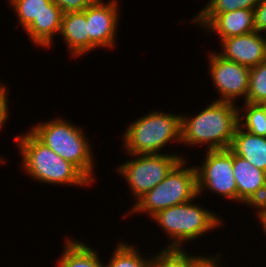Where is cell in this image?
I'll list each match as a JSON object with an SVG mask.
<instances>
[{
  "mask_svg": "<svg viewBox=\"0 0 266 267\" xmlns=\"http://www.w3.org/2000/svg\"><path fill=\"white\" fill-rule=\"evenodd\" d=\"M238 116L235 104L217 100L191 119L181 116V143L207 144V150L229 149L239 125Z\"/></svg>",
  "mask_w": 266,
  "mask_h": 267,
  "instance_id": "6da1fadb",
  "label": "cell"
},
{
  "mask_svg": "<svg viewBox=\"0 0 266 267\" xmlns=\"http://www.w3.org/2000/svg\"><path fill=\"white\" fill-rule=\"evenodd\" d=\"M22 166L30 177L56 185H90L92 182L72 163L58 156L31 131L17 136Z\"/></svg>",
  "mask_w": 266,
  "mask_h": 267,
  "instance_id": "7a4b0ae2",
  "label": "cell"
},
{
  "mask_svg": "<svg viewBox=\"0 0 266 267\" xmlns=\"http://www.w3.org/2000/svg\"><path fill=\"white\" fill-rule=\"evenodd\" d=\"M30 131L58 156L74 164L91 182L93 154L84 131L63 119L35 125Z\"/></svg>",
  "mask_w": 266,
  "mask_h": 267,
  "instance_id": "3957f363",
  "label": "cell"
},
{
  "mask_svg": "<svg viewBox=\"0 0 266 267\" xmlns=\"http://www.w3.org/2000/svg\"><path fill=\"white\" fill-rule=\"evenodd\" d=\"M181 116L151 112L130 124L124 134V149L133 157L137 154H159L173 141L181 142Z\"/></svg>",
  "mask_w": 266,
  "mask_h": 267,
  "instance_id": "277c9868",
  "label": "cell"
},
{
  "mask_svg": "<svg viewBox=\"0 0 266 267\" xmlns=\"http://www.w3.org/2000/svg\"><path fill=\"white\" fill-rule=\"evenodd\" d=\"M185 163L182 158L161 183L137 200L131 211L141 214L144 211L152 217L161 210L196 198L197 170L194 166L184 168Z\"/></svg>",
  "mask_w": 266,
  "mask_h": 267,
  "instance_id": "5b68a950",
  "label": "cell"
},
{
  "mask_svg": "<svg viewBox=\"0 0 266 267\" xmlns=\"http://www.w3.org/2000/svg\"><path fill=\"white\" fill-rule=\"evenodd\" d=\"M191 202L193 200L171 206L151 217L172 239L165 249H182V242L199 238L213 228L220 227L221 218Z\"/></svg>",
  "mask_w": 266,
  "mask_h": 267,
  "instance_id": "8992f818",
  "label": "cell"
},
{
  "mask_svg": "<svg viewBox=\"0 0 266 267\" xmlns=\"http://www.w3.org/2000/svg\"><path fill=\"white\" fill-rule=\"evenodd\" d=\"M137 158L119 166L117 171L125 178L132 195L139 199L161 183L172 168L183 158L176 154H137ZM140 156V157H139Z\"/></svg>",
  "mask_w": 266,
  "mask_h": 267,
  "instance_id": "52a82bcc",
  "label": "cell"
},
{
  "mask_svg": "<svg viewBox=\"0 0 266 267\" xmlns=\"http://www.w3.org/2000/svg\"><path fill=\"white\" fill-rule=\"evenodd\" d=\"M205 161L197 170L198 195L211 190L231 200H237V186L233 170V151L207 150Z\"/></svg>",
  "mask_w": 266,
  "mask_h": 267,
  "instance_id": "ba28073f",
  "label": "cell"
},
{
  "mask_svg": "<svg viewBox=\"0 0 266 267\" xmlns=\"http://www.w3.org/2000/svg\"><path fill=\"white\" fill-rule=\"evenodd\" d=\"M210 75L221 97L217 101L235 103L236 98L248 95L250 68L210 54Z\"/></svg>",
  "mask_w": 266,
  "mask_h": 267,
  "instance_id": "9c48e42d",
  "label": "cell"
},
{
  "mask_svg": "<svg viewBox=\"0 0 266 267\" xmlns=\"http://www.w3.org/2000/svg\"><path fill=\"white\" fill-rule=\"evenodd\" d=\"M116 0L103 3V0H96L86 8V21L89 34V51L94 48H114V39L119 19Z\"/></svg>",
  "mask_w": 266,
  "mask_h": 267,
  "instance_id": "30bf717a",
  "label": "cell"
},
{
  "mask_svg": "<svg viewBox=\"0 0 266 267\" xmlns=\"http://www.w3.org/2000/svg\"><path fill=\"white\" fill-rule=\"evenodd\" d=\"M233 170L237 201L250 207L266 203V172L233 152Z\"/></svg>",
  "mask_w": 266,
  "mask_h": 267,
  "instance_id": "8fae6325",
  "label": "cell"
},
{
  "mask_svg": "<svg viewBox=\"0 0 266 267\" xmlns=\"http://www.w3.org/2000/svg\"><path fill=\"white\" fill-rule=\"evenodd\" d=\"M223 59L248 68L255 67L266 59V37L257 31L221 40Z\"/></svg>",
  "mask_w": 266,
  "mask_h": 267,
  "instance_id": "7c38bea8",
  "label": "cell"
},
{
  "mask_svg": "<svg viewBox=\"0 0 266 267\" xmlns=\"http://www.w3.org/2000/svg\"><path fill=\"white\" fill-rule=\"evenodd\" d=\"M60 35L69 51L75 56L89 52V34L86 9L81 12H67L62 15Z\"/></svg>",
  "mask_w": 266,
  "mask_h": 267,
  "instance_id": "4fadbf2b",
  "label": "cell"
},
{
  "mask_svg": "<svg viewBox=\"0 0 266 267\" xmlns=\"http://www.w3.org/2000/svg\"><path fill=\"white\" fill-rule=\"evenodd\" d=\"M220 40L254 32V10L240 9L219 14L207 27Z\"/></svg>",
  "mask_w": 266,
  "mask_h": 267,
  "instance_id": "5bb4252c",
  "label": "cell"
},
{
  "mask_svg": "<svg viewBox=\"0 0 266 267\" xmlns=\"http://www.w3.org/2000/svg\"><path fill=\"white\" fill-rule=\"evenodd\" d=\"M230 149L254 167L266 172V137L253 135L238 125Z\"/></svg>",
  "mask_w": 266,
  "mask_h": 267,
  "instance_id": "9a60e30c",
  "label": "cell"
},
{
  "mask_svg": "<svg viewBox=\"0 0 266 267\" xmlns=\"http://www.w3.org/2000/svg\"><path fill=\"white\" fill-rule=\"evenodd\" d=\"M65 245L57 267H106L101 263L96 250L83 242L68 238Z\"/></svg>",
  "mask_w": 266,
  "mask_h": 267,
  "instance_id": "2e32d148",
  "label": "cell"
},
{
  "mask_svg": "<svg viewBox=\"0 0 266 267\" xmlns=\"http://www.w3.org/2000/svg\"><path fill=\"white\" fill-rule=\"evenodd\" d=\"M63 13H42L38 18L25 29L26 33L32 39L35 45L50 48L55 33L61 29V20Z\"/></svg>",
  "mask_w": 266,
  "mask_h": 267,
  "instance_id": "e0dca14e",
  "label": "cell"
},
{
  "mask_svg": "<svg viewBox=\"0 0 266 267\" xmlns=\"http://www.w3.org/2000/svg\"><path fill=\"white\" fill-rule=\"evenodd\" d=\"M259 2L260 0H210L192 22L200 23L206 28L221 13L240 9L254 10Z\"/></svg>",
  "mask_w": 266,
  "mask_h": 267,
  "instance_id": "ac0fdd59",
  "label": "cell"
},
{
  "mask_svg": "<svg viewBox=\"0 0 266 267\" xmlns=\"http://www.w3.org/2000/svg\"><path fill=\"white\" fill-rule=\"evenodd\" d=\"M24 30L42 13H63L53 0H10Z\"/></svg>",
  "mask_w": 266,
  "mask_h": 267,
  "instance_id": "d6986e66",
  "label": "cell"
},
{
  "mask_svg": "<svg viewBox=\"0 0 266 267\" xmlns=\"http://www.w3.org/2000/svg\"><path fill=\"white\" fill-rule=\"evenodd\" d=\"M245 115L240 113L239 126L245 131L262 137H266V111L261 104H249L244 102ZM240 114L242 116H240ZM243 119V120H242ZM244 121V123H242Z\"/></svg>",
  "mask_w": 266,
  "mask_h": 267,
  "instance_id": "ffe728a7",
  "label": "cell"
},
{
  "mask_svg": "<svg viewBox=\"0 0 266 267\" xmlns=\"http://www.w3.org/2000/svg\"><path fill=\"white\" fill-rule=\"evenodd\" d=\"M119 243L106 267H152L154 257L147 260L131 245Z\"/></svg>",
  "mask_w": 266,
  "mask_h": 267,
  "instance_id": "44dd1931",
  "label": "cell"
},
{
  "mask_svg": "<svg viewBox=\"0 0 266 267\" xmlns=\"http://www.w3.org/2000/svg\"><path fill=\"white\" fill-rule=\"evenodd\" d=\"M183 250L164 248L159 254H155L152 267H194L203 258L198 255H187Z\"/></svg>",
  "mask_w": 266,
  "mask_h": 267,
  "instance_id": "7402d4cb",
  "label": "cell"
},
{
  "mask_svg": "<svg viewBox=\"0 0 266 267\" xmlns=\"http://www.w3.org/2000/svg\"><path fill=\"white\" fill-rule=\"evenodd\" d=\"M266 100V59L250 68L249 88L246 102L261 104Z\"/></svg>",
  "mask_w": 266,
  "mask_h": 267,
  "instance_id": "603a6c76",
  "label": "cell"
},
{
  "mask_svg": "<svg viewBox=\"0 0 266 267\" xmlns=\"http://www.w3.org/2000/svg\"><path fill=\"white\" fill-rule=\"evenodd\" d=\"M96 0H53V2L62 10L63 14L67 12H81Z\"/></svg>",
  "mask_w": 266,
  "mask_h": 267,
  "instance_id": "cb8c5ba5",
  "label": "cell"
},
{
  "mask_svg": "<svg viewBox=\"0 0 266 267\" xmlns=\"http://www.w3.org/2000/svg\"><path fill=\"white\" fill-rule=\"evenodd\" d=\"M254 28L257 32H266V0H260L254 8Z\"/></svg>",
  "mask_w": 266,
  "mask_h": 267,
  "instance_id": "d4e9b609",
  "label": "cell"
},
{
  "mask_svg": "<svg viewBox=\"0 0 266 267\" xmlns=\"http://www.w3.org/2000/svg\"><path fill=\"white\" fill-rule=\"evenodd\" d=\"M7 89L5 88L1 93H0V129H2L4 123H6V120L8 119V95L6 91Z\"/></svg>",
  "mask_w": 266,
  "mask_h": 267,
  "instance_id": "484cf974",
  "label": "cell"
},
{
  "mask_svg": "<svg viewBox=\"0 0 266 267\" xmlns=\"http://www.w3.org/2000/svg\"><path fill=\"white\" fill-rule=\"evenodd\" d=\"M218 256L219 255H216L214 257L208 256L209 258L205 256L194 267H220L218 264Z\"/></svg>",
  "mask_w": 266,
  "mask_h": 267,
  "instance_id": "4316f807",
  "label": "cell"
},
{
  "mask_svg": "<svg viewBox=\"0 0 266 267\" xmlns=\"http://www.w3.org/2000/svg\"><path fill=\"white\" fill-rule=\"evenodd\" d=\"M255 208H259L258 213L256 214V216L258 217V220L260 221L261 225L263 226V229L265 231L266 234V203L263 204H259L257 206H255Z\"/></svg>",
  "mask_w": 266,
  "mask_h": 267,
  "instance_id": "83f0119b",
  "label": "cell"
},
{
  "mask_svg": "<svg viewBox=\"0 0 266 267\" xmlns=\"http://www.w3.org/2000/svg\"><path fill=\"white\" fill-rule=\"evenodd\" d=\"M261 105H262V107L265 109V111H266V100L265 101H263L262 103H261Z\"/></svg>",
  "mask_w": 266,
  "mask_h": 267,
  "instance_id": "f1b7e54d",
  "label": "cell"
},
{
  "mask_svg": "<svg viewBox=\"0 0 266 267\" xmlns=\"http://www.w3.org/2000/svg\"><path fill=\"white\" fill-rule=\"evenodd\" d=\"M6 87L3 86L1 83H0V93L5 89Z\"/></svg>",
  "mask_w": 266,
  "mask_h": 267,
  "instance_id": "f546056e",
  "label": "cell"
},
{
  "mask_svg": "<svg viewBox=\"0 0 266 267\" xmlns=\"http://www.w3.org/2000/svg\"><path fill=\"white\" fill-rule=\"evenodd\" d=\"M4 160H5V159L2 160V158H0V162H1V163H4Z\"/></svg>",
  "mask_w": 266,
  "mask_h": 267,
  "instance_id": "4dcf8cb0",
  "label": "cell"
}]
</instances>
